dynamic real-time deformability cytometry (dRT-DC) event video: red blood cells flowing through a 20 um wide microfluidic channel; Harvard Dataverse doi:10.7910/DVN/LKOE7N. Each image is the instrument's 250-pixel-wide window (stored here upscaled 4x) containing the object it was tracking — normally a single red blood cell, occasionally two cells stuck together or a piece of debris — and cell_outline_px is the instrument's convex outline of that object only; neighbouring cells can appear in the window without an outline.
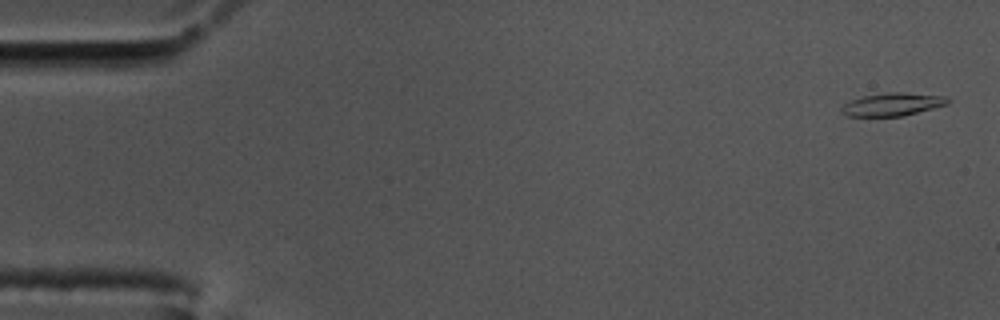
{"species": "common noctule bat (a hibernating species)", "species_latin": "Nyctalus noctula", "temperature_condition": "cold", "stored_images_in_passage": 58, "camera_frame_rate_fps": 3000, "um_per_image_px": 0.085, "animal": {"sex": "male", "body_mass_g": 17.5, "forearm_length_mm": 52.3}, "frame": {"image": 1, "passage_image": 2, "time_ms": 0.333, "image_size_px": [1000, 320], "cell_outline_px": [[952, 100], [948, 104], [900, 116], [848, 116], [840, 112], [840, 108], [844, 104], [852, 100], [864, 96], [892, 92], [900, 92], [944, 96]], "centroid_in_image_um": [75.85, 8.87], "position_along_channel_um": 9.2, "area_um2": 13.93}}
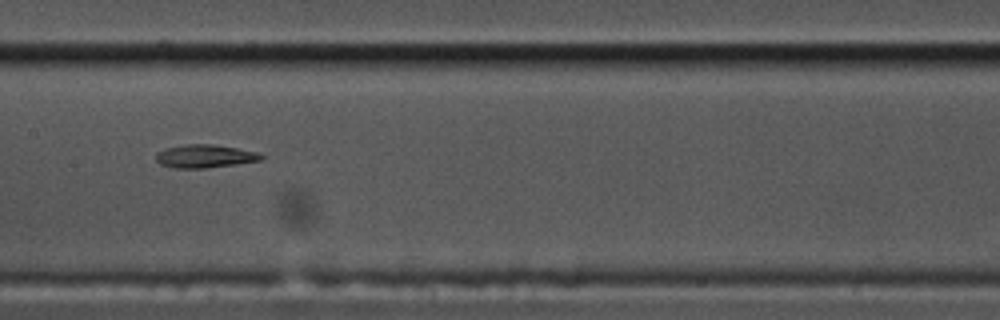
{"frame": {"image": 2, "passage_image": 29, "time_ms": 9.333, "image_size_px": [1000, 320], "cell_outline_px": [[264, 156], [260, 160], [204, 168], [176, 168], [160, 164], [156, 160], [156, 152], [164, 148], [184, 144], [212, 144], [236, 148], [256, 152]], "centroid_in_image_um": [17.33, 13.26], "position_along_channel_um": 190.1, "area_um2": 13.99}}
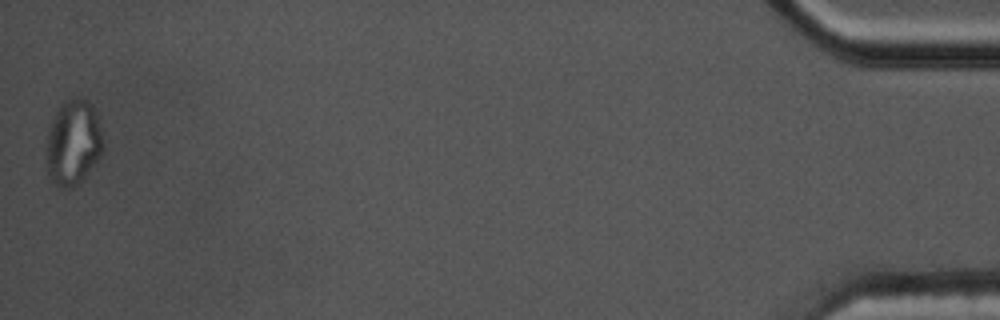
{"frame": {"image": 3, "passage_image": 58, "time_ms": 19.0, "image_size_px": [1000, 320], "cell_outline_px": [[104, 148], [100, 156], [80, 184], [68, 188], [56, 188], [52, 184], [48, 176], [48, 132], [52, 120], [60, 104], [64, 100], [76, 96], [80, 96], [88, 100], [92, 104], [96, 112], [104, 144]], "centroid_in_image_um": [6.24, 12.12], "position_along_channel_um": 429.0, "area_um2": 28.5}, "authors_computed_cell_mechanics": {"area_um2": 14.3344, "velocity_mm_per_s": 3.4576, "shape_relaxation_time_tau1_ms": null, "shape_relaxation_time_tau2_ms": 4.002, "deformation_change_tau1": null, "deformation_change_tau2": 0.1163}}